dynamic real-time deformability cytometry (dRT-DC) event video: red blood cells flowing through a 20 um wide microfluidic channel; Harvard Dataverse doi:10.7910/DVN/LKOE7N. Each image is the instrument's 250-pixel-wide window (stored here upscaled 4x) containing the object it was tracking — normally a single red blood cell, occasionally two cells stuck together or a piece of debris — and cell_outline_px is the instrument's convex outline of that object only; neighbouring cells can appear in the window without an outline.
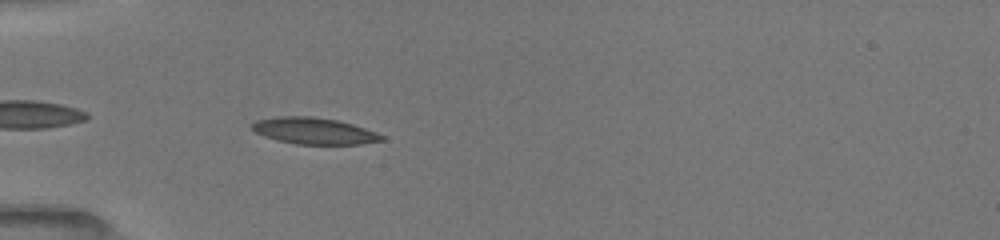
{"species": "common noctule bat (a hibernating species)", "species_latin": "Nyctalus noctula", "temperature_condition": "room temperature", "stored_images_in_passage": 38, "camera_frame_rate_fps": 3000, "um_per_image_px": 0.085, "animal": {"sex": "female", "body_mass_g": 19.5, "forearm_length_mm": 54.1}, "frame": {"image": 1, "passage_image": 3, "time_ms": 0.667, "image_size_px": [1000, 240], "cell_outline_px": [[384, 140], [360, 144], [296, 144], [276, 140], [264, 136], [256, 132], [248, 124], [256, 120], [276, 116], [312, 116], [336, 120], [352, 124], [376, 132], [384, 136]], "centroid_in_image_um": [26.65, 11.12], "position_along_channel_um": 58.4, "area_um2": 20.06}}
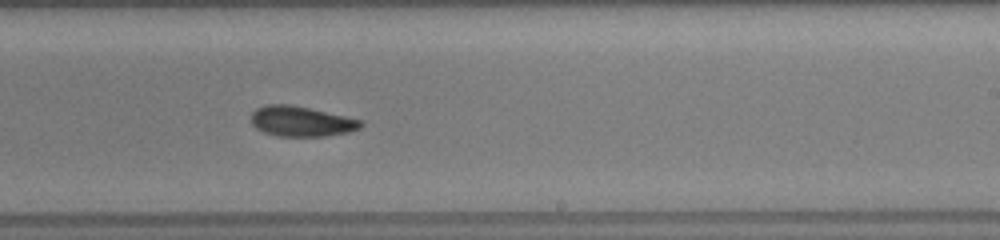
{"frame": {"image": 2, "passage_image": 19, "time_ms": 6.0, "image_size_px": [1000, 240], "cell_outline_px": [[364, 124], [360, 128], [348, 132], [324, 136], [280, 136], [264, 132], [256, 128], [252, 124], [252, 112], [256, 108], [268, 104], [292, 104], [364, 120]], "centroid_in_image_um": [25.63, 10.3], "position_along_channel_um": 263.4, "area_um2": 19.36}}
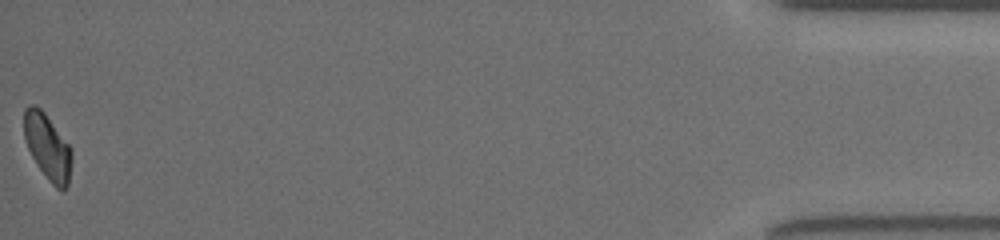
{"frame": {"image": 3, "passage_image": 38, "time_ms": 12.333, "image_size_px": [1000, 240], "cell_outline_px": [[72, 160], [68, 184], [64, 192], [60, 192], [48, 180], [36, 164], [28, 148], [24, 136], [24, 108], [28, 104], [32, 104], [40, 108], [44, 112], [72, 148]], "centroid_in_image_um": [4.05, 12.5], "position_along_channel_um": 431.1, "area_um2": 18.44}, "authors_computed_cell_mechanics": {"area_um2": 19.363, "velocity_mm_per_s": 4.018, "shape_relaxation_time_tau1_ms": 3.2312, "shape_relaxation_time_tau2_ms": 3.1038, "deformation_change_tau1": 0.1297, "deformation_change_tau2": 0.0881}}